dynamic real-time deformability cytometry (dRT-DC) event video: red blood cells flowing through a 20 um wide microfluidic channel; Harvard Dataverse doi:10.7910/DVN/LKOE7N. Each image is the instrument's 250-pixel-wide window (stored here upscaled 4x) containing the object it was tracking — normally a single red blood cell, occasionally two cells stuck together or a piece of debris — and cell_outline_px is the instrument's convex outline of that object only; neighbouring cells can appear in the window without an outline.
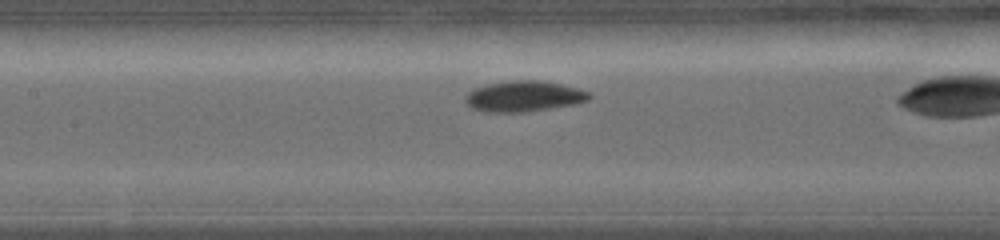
{"species": "common noctule bat (a hibernating species)", "species_latin": "Nyctalus noctula", "temperature_condition": "warm", "stored_images_in_passage": 10, "camera_frame_rate_fps": 5000, "um_per_image_px": 0.085, "animal": {"sex": "female", "body_mass_g": 19.0, "forearm_length_mm": 56.7}, "frame": {"image": 1, "passage_image": 5, "time_ms": 1.8, "image_size_px": [1000, 240], "cell_outline_px": [[592, 96], [588, 100], [576, 104], [528, 112], [484, 112], [472, 108], [464, 100], [464, 96], [468, 92], [476, 88], [488, 84], [516, 80], [536, 80], [560, 84], [592, 92]], "centroid_in_image_um": [44.55, 8.2], "position_along_channel_um": 162.9, "area_um2": 22.2}}